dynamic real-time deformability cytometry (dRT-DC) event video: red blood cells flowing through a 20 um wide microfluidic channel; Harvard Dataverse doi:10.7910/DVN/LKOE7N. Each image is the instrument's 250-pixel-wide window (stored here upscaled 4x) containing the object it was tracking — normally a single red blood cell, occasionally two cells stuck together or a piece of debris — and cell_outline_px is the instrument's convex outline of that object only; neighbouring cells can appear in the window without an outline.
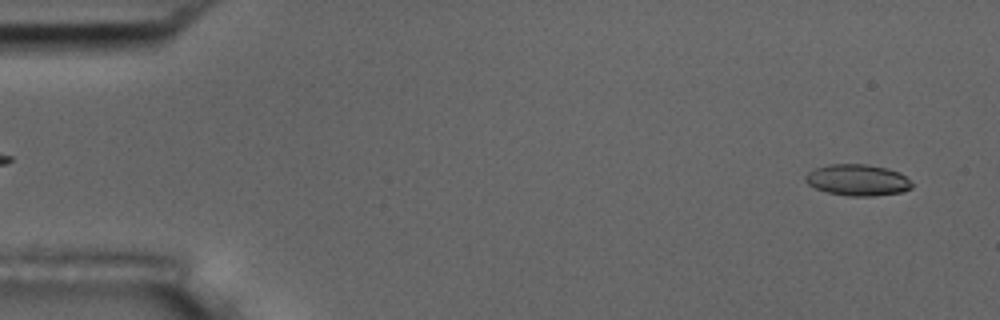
{"species": "common noctule bat (a hibernating species)", "species_latin": "Nyctalus noctula", "temperature_condition": "room temperature", "stored_images_in_passage": 54, "camera_frame_rate_fps": 3000, "um_per_image_px": 0.085, "animal": {"sex": "male", "body_mass_g": 17.5, "forearm_length_mm": 52.3}, "frame": {"image": 1, "passage_image": 3, "time_ms": 0.667, "image_size_px": [1000, 320], "cell_outline_px": [[912, 188], [900, 192], [872, 196], [848, 196], [828, 192], [816, 188], [808, 184], [804, 180], [804, 176], [808, 172], [816, 168], [828, 164], [864, 164], [884, 168], [896, 172], [904, 176], [912, 184]], "centroid_in_image_um": [72.84, 15.31], "position_along_channel_um": 12.2, "area_um2": 19.13}}
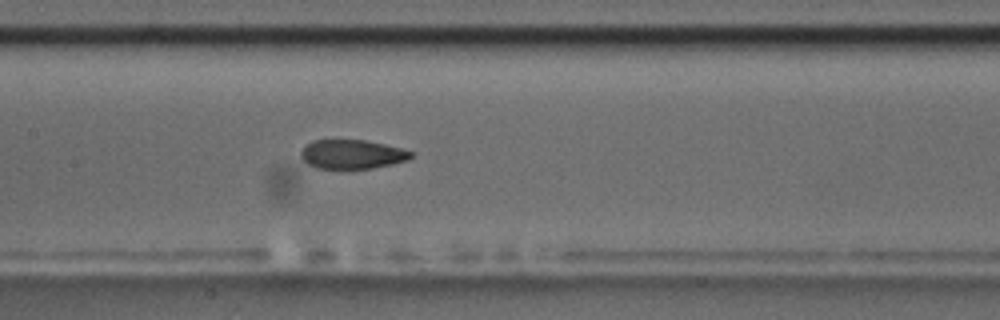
{"frame": {"image": 2, "passage_image": 26, "time_ms": 8.333, "image_size_px": [1000, 320], "cell_outline_px": [[412, 156], [408, 160], [392, 164], [372, 168], [316, 168], [308, 164], [300, 156], [300, 152], [312, 140], [364, 140], [384, 144], [400, 148], [412, 152]], "centroid_in_image_um": [29.92, 13.11], "position_along_channel_um": 177.5, "area_um2": 18.44}}
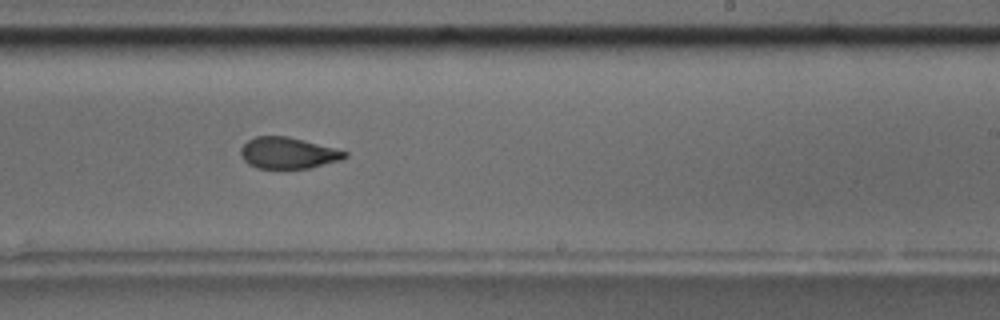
{"frame": {"image": 3, "passage_image": 33, "time_ms": 10.667, "image_size_px": [1000, 320], "cell_outline_px": [[348, 156], [340, 160], [308, 168], [256, 168], [248, 164], [240, 156], [240, 148], [248, 140], [256, 136], [288, 136], [348, 152]], "centroid_in_image_um": [24.44, 13.0], "position_along_channel_um": 264.6, "area_um2": 18.84}, "authors_computed_cell_mechanics": {"area_um2": 19.8254, "velocity_mm_per_s": 3.741, "shape_relaxation_time_tau1_ms": null, "shape_relaxation_time_tau2_ms": 1.8477, "deformation_change_tau1": null, "deformation_change_tau2": 0.0784}}